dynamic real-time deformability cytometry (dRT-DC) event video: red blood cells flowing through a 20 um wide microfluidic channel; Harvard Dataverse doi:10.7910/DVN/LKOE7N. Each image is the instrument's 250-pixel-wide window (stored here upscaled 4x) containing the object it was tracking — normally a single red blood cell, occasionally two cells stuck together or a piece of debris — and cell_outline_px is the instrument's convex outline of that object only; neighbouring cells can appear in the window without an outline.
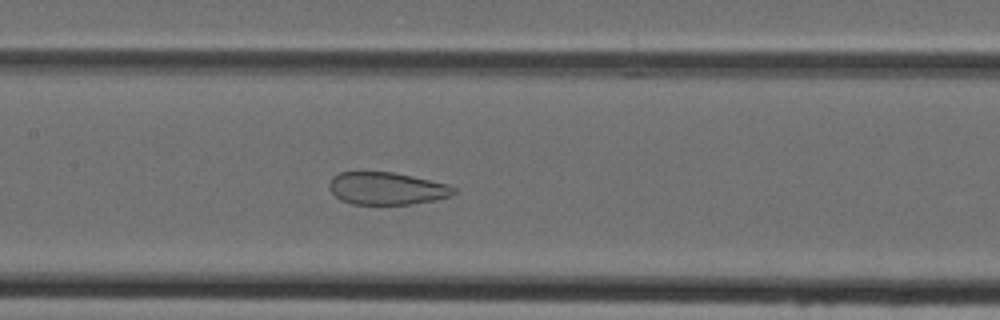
{"species": "Egyptian fruit bat (a non-hibernating species)", "species_latin": "Rousettus aegyptiacus", "temperature_condition": "cold", "stored_images_in_passage": 49, "camera_frame_rate_fps": 3000, "um_per_image_px": 0.085, "animal": {"sex": "female"}, "frame": {"image": 1, "passage_image": 23, "time_ms": 7.333, "image_size_px": [1000, 320], "cell_outline_px": [[456, 192], [452, 196], [436, 200], [412, 204], [352, 204], [340, 200], [328, 188], [328, 184], [332, 176], [340, 172], [392, 172], [412, 176], [448, 184], [456, 188]], "centroid_in_image_um": [32.87, 16.02], "position_along_channel_um": 174.5, "area_um2": 23.7}}
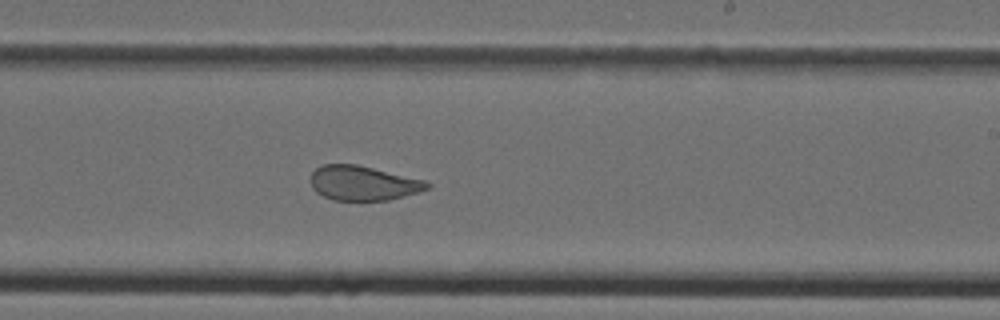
{"frame": {"image": 2, "passage_image": 29, "time_ms": 9.333, "image_size_px": [1000, 320], "cell_outline_px": [[432, 184], [428, 188], [420, 192], [388, 200], [332, 200], [316, 192], [312, 188], [308, 180], [312, 172], [316, 168], [324, 164], [356, 164], [428, 180]], "centroid_in_image_um": [30.87, 15.56], "position_along_channel_um": 258.1, "area_um2": 23.81}}
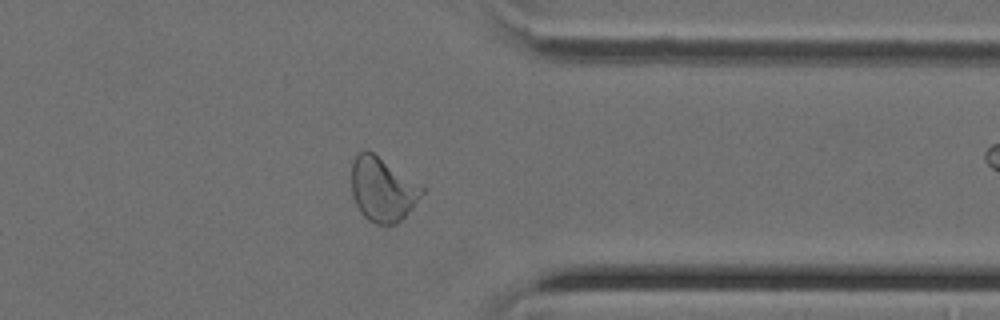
{"frame": {"image": 3, "passage_image": 38, "time_ms": 12.333, "image_size_px": [1000, 320], "cell_outline_px": [[424, 192], [412, 208], [396, 224], [376, 224], [368, 220], [360, 212], [356, 204], [352, 192], [352, 160], [364, 148], [372, 152], [424, 188]], "centroid_in_image_um": [32.48, 16.1], "position_along_channel_um": 378.9, "area_um2": 25.84}}